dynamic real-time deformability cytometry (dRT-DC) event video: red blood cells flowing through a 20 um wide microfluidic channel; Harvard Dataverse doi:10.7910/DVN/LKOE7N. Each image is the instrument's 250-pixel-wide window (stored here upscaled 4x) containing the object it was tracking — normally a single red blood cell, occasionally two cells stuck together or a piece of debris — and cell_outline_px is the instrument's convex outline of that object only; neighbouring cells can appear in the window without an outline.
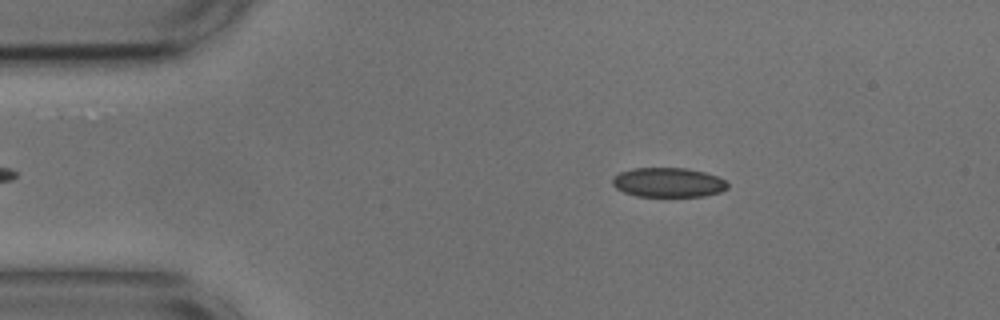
{"species": "common noctule bat (a hibernating species)", "species_latin": "Nyctalus noctula", "temperature_condition": "cold", "stored_images_in_passage": 43, "camera_frame_rate_fps": 3000, "um_per_image_px": 0.085, "animal": {"sex": "male", "body_mass_g": 17.9, "forearm_length_mm": 54.2}, "frame": {"image": 1, "passage_image": 6, "time_ms": 1.667, "image_size_px": [1000, 320], "cell_outline_px": [[728, 188], [720, 192], [704, 196], [636, 196], [624, 192], [616, 188], [612, 184], [612, 176], [620, 172], [632, 168], [688, 168], [704, 172], [716, 176], [724, 180], [728, 184]], "centroid_in_image_um": [56.77, 15.5], "position_along_channel_um": 28.2, "area_um2": 19.83}}
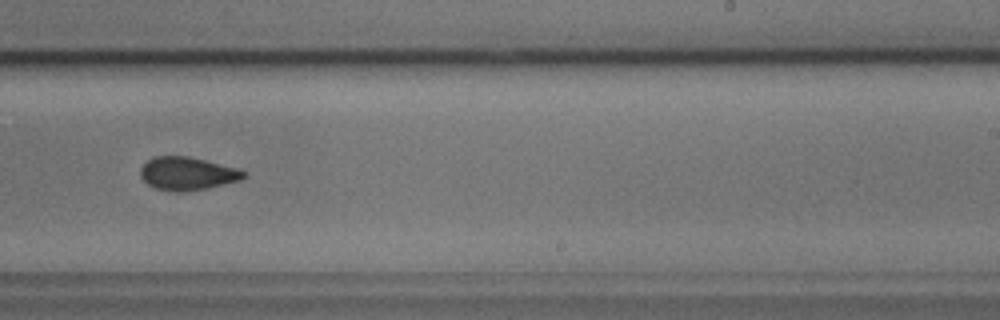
{"frame": {"image": 2, "passage_image": 30, "time_ms": 9.667, "image_size_px": [1000, 320], "cell_outline_px": [[248, 176], [240, 180], [208, 188], [180, 192], [172, 192], [156, 188], [148, 184], [140, 176], [140, 168], [148, 160], [156, 156], [188, 156], [240, 168], [248, 172]], "centroid_in_image_um": [15.97, 14.75], "position_along_channel_um": 273.0, "area_um2": 20.11}}
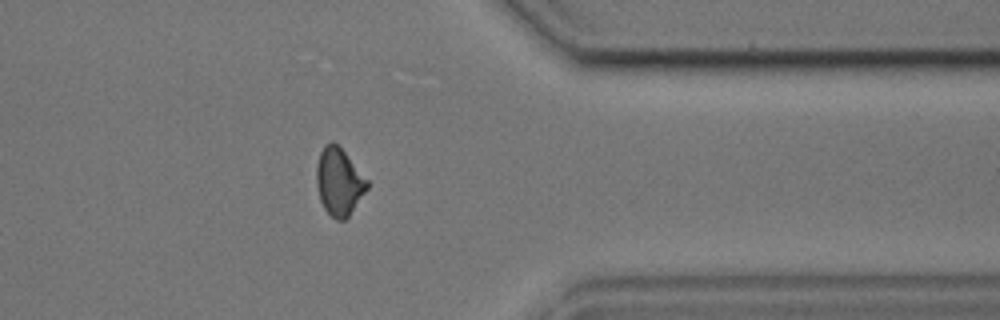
{"frame": {"image": 3, "passage_image": 40, "time_ms": 13.0, "image_size_px": [1000, 320], "cell_outline_px": [[368, 188], [348, 216], [344, 220], [336, 220], [324, 208], [320, 200], [316, 184], [316, 164], [320, 152], [324, 144], [332, 140], [344, 152], [368, 180]], "centroid_in_image_um": [28.79, 15.43], "position_along_channel_um": 382.6, "area_um2": 19.71}, "authors_computed_cell_mechanics": {"area_um2": 20.1144, "velocity_mm_per_s": 3.6639, "shape_relaxation_time_tau1_ms": 5.1711, "shape_relaxation_time_tau2_ms": 2.3117, "deformation_change_tau1": 0.1047, "deformation_change_tau2": 0.0673}}